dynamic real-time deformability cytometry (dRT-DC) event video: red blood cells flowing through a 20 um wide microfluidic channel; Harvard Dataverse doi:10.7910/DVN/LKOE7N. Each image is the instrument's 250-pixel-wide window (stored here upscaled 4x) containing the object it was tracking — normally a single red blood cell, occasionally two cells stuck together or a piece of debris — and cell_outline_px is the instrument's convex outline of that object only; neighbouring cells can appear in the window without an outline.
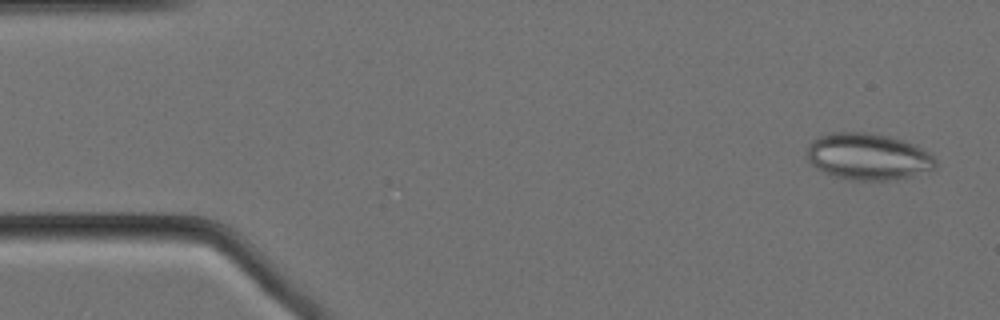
{"species": "Egyptian fruit bat (a non-hibernating species)", "species_latin": "Rousettus aegyptiacus", "temperature_condition": "cold", "stored_images_in_passage": 58, "camera_frame_rate_fps": 3000, "um_per_image_px": 0.085, "animal": {"sex": "female"}, "frame": {"image": 1, "passage_image": 3, "time_ms": 0.667, "image_size_px": [1000, 320], "cell_outline_px": [[936, 168], [908, 176], [888, 180], [852, 180], [832, 176], [816, 168], [808, 160], [808, 144], [816, 136], [828, 132], [868, 132], [892, 136], [916, 144], [928, 152], [936, 160]], "centroid_in_image_um": [73.76, 13.28], "position_along_channel_um": 11.2, "area_um2": 35.2}}
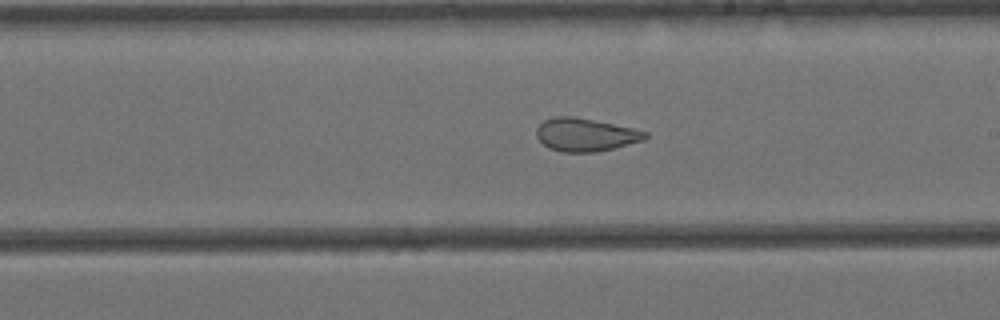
{"frame": {"image": 2, "passage_image": 32, "time_ms": 10.333, "image_size_px": [1000, 320], "cell_outline_px": [[648, 136], [644, 140], [596, 152], [560, 152], [548, 148], [536, 136], [536, 128], [544, 120], [556, 116], [572, 116], [632, 128], [648, 132]], "centroid_in_image_um": [49.73, 11.46], "position_along_channel_um": 239.3, "area_um2": 20.75}}
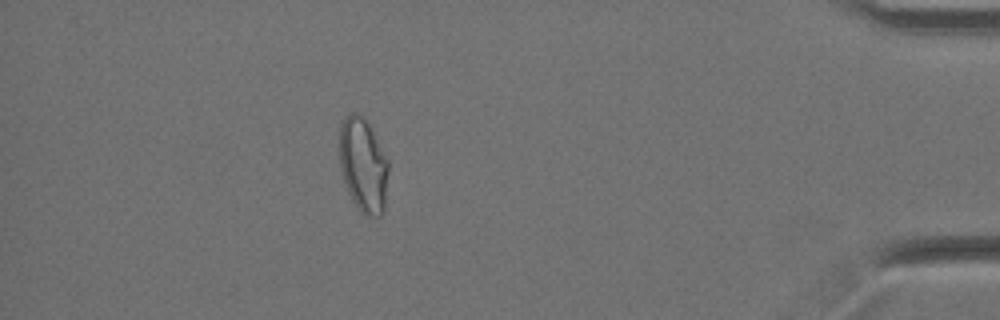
{"frame": {"image": 3, "passage_image": 51, "time_ms": 16.667, "image_size_px": [1000, 320], "cell_outline_px": [[388, 172], [384, 212], [380, 216], [364, 216], [356, 208], [348, 192], [340, 168], [340, 124], [344, 116], [348, 112], [356, 112], [368, 124], [388, 160]], "centroid_in_image_um": [30.86, 14.07], "position_along_channel_um": 404.3, "area_um2": 26.93}, "authors_computed_cell_mechanics": {"area_um2": 26.6458, "velocity_mm_per_s": 3.4456, "shape_relaxation_time_tau1_ms": null, "shape_relaxation_time_tau2_ms": 1.4889, "deformation_change_tau1": null, "deformation_change_tau2": 0.0822}}